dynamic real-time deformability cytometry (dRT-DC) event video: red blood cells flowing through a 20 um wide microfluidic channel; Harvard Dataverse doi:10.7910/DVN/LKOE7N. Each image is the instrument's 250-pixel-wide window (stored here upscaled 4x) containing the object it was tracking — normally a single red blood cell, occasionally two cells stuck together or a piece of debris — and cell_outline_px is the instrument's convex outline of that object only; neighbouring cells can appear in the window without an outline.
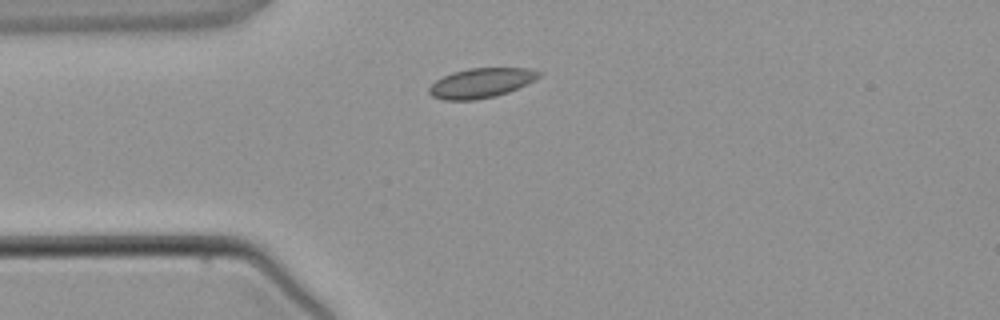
{"species": "common noctule bat (a hibernating species)", "species_latin": "Nyctalus noctula", "temperature_condition": "warm", "stored_images_in_passage": 1, "camera_frame_rate_fps": 3000, "um_per_image_px": 0.085, "animal": {"sex": "male", "body_mass_g": 21.5, "forearm_length_mm": 52.0}, "frame": {"image": 1, "passage_image": 1, "time_ms": 0.0, "image_size_px": [1000, 320], "cell_outline_px": [[544, 72], [540, 76], [508, 92], [496, 96], [476, 100], [444, 100], [432, 96], [428, 92], [428, 88], [436, 80], [452, 72], [468, 68], [528, 68]], "centroid_in_image_um": [40.86, 7.05], "position_along_channel_um": 44.1, "area_um2": 18.9}}